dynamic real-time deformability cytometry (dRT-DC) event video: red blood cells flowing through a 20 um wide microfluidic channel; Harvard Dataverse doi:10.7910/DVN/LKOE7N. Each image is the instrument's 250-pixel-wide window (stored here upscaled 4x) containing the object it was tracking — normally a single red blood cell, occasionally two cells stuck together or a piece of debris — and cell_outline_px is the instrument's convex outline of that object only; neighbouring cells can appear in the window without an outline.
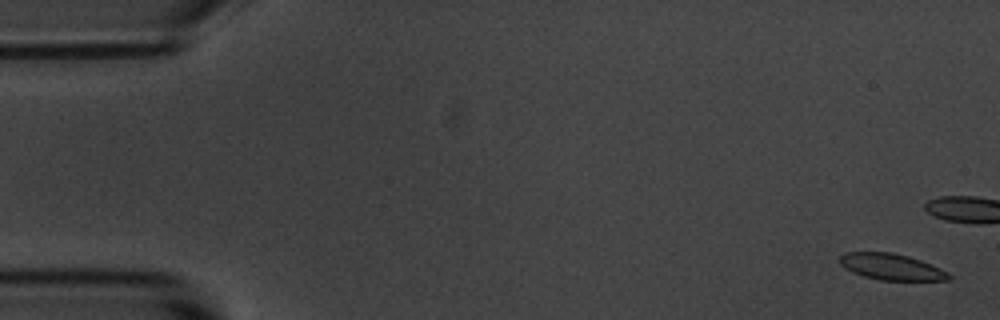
{"species": "common noctule bat (a hibernating species)", "species_latin": "Nyctalus noctula", "temperature_condition": "room temperature", "stored_images_in_passage": 5, "camera_frame_rate_fps": 3000, "um_per_image_px": 0.085, "animal": {"sex": "male", "body_mass_g": 20.1, "forearm_length_mm": 53.5}, "frame": {"image": 1, "passage_image": 1, "time_ms": 0.0, "image_size_px": [1000, 320], "cell_outline_px": [[952, 276], [948, 280], [880, 280], [864, 276], [852, 272], [844, 268], [840, 264], [840, 256], [844, 252], [892, 252], [908, 256], [920, 260], [948, 272]], "centroid_in_image_um": [75.74, 22.67], "position_along_channel_um": 9.3, "area_um2": 16.59}}